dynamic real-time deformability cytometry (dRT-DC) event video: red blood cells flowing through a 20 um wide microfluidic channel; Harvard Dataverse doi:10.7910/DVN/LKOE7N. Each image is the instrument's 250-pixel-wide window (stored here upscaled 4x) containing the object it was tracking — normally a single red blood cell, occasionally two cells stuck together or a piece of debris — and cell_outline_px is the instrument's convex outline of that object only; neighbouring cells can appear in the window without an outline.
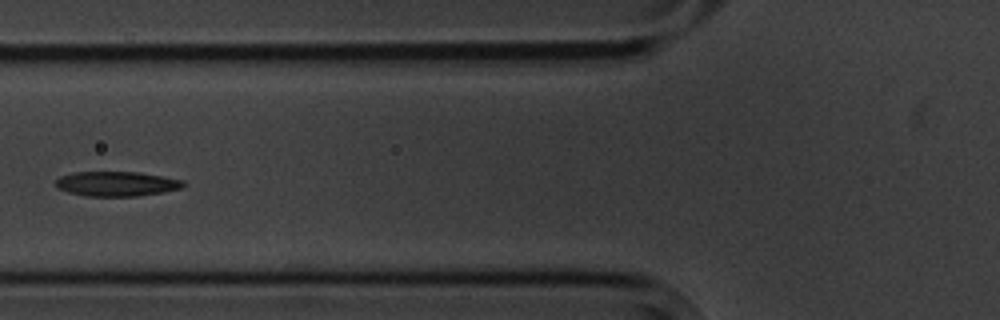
{"species": "common noctule bat (a hibernating species)", "species_latin": "Nyctalus noctula", "temperature_condition": "cold", "stored_images_in_passage": 8, "camera_frame_rate_fps": 3000, "um_per_image_px": 0.085, "animal": {"sex": "male", "body_mass_g": 20.1, "forearm_length_mm": 53.5}, "frame": {"image": 1, "passage_image": 7, "time_ms": 7.0, "image_size_px": [1000, 320], "cell_outline_px": [[184, 184], [180, 188], [164, 192], [140, 196], [84, 196], [68, 192], [56, 188], [56, 180], [60, 176], [76, 172], [140, 172], [184, 180]], "centroid_in_image_um": [9.9, 15.63], "position_along_channel_um": 115.9, "area_um2": 18.44}}
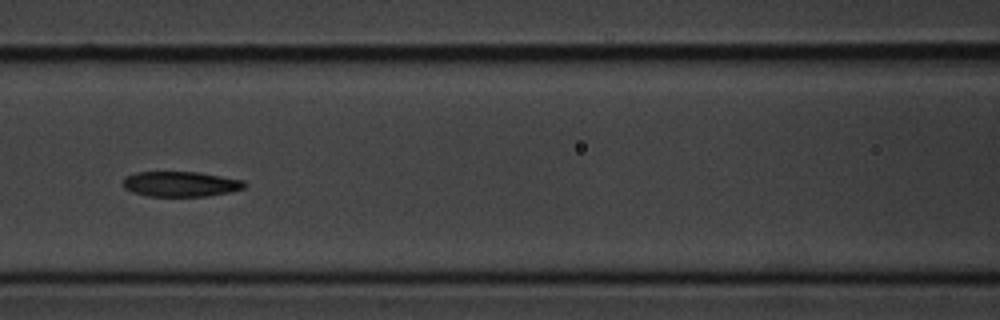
{"frame": {"image": 2, "passage_image": 8, "time_ms": 8.0, "image_size_px": [1000, 320], "cell_outline_px": [[248, 184], [244, 188], [228, 192], [208, 196], [148, 196], [132, 192], [124, 188], [124, 176], [136, 172], [196, 172], [244, 180]], "centroid_in_image_um": [15.35, 15.64], "position_along_channel_um": 151.3, "area_um2": 17.8}}